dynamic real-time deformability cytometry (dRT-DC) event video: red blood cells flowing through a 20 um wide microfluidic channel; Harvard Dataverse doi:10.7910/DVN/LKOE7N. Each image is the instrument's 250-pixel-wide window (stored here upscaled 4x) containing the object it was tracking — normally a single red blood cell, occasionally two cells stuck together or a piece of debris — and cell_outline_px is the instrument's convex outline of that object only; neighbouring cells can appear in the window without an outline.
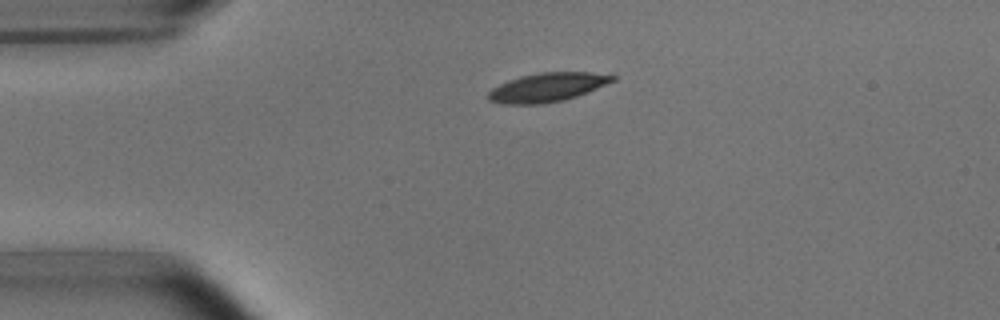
{"species": "common noctule bat (a hibernating species)", "species_latin": "Nyctalus noctula", "temperature_condition": "room temperature", "stored_images_in_passage": 1, "camera_frame_rate_fps": 3000, "um_per_image_px": 0.085, "animal": {"sex": "male", "body_mass_g": 15.6}, "frame": {"image": 1, "passage_image": 1, "time_ms": 0.0, "image_size_px": [1000, 320], "cell_outline_px": [[616, 80], [588, 92], [564, 100], [540, 104], [504, 104], [488, 100], [488, 92], [492, 88], [508, 80], [520, 76], [540, 72], [592, 72], [616, 76]], "centroid_in_image_um": [46.52, 7.42], "position_along_channel_um": 38.5, "area_um2": 20.92}}